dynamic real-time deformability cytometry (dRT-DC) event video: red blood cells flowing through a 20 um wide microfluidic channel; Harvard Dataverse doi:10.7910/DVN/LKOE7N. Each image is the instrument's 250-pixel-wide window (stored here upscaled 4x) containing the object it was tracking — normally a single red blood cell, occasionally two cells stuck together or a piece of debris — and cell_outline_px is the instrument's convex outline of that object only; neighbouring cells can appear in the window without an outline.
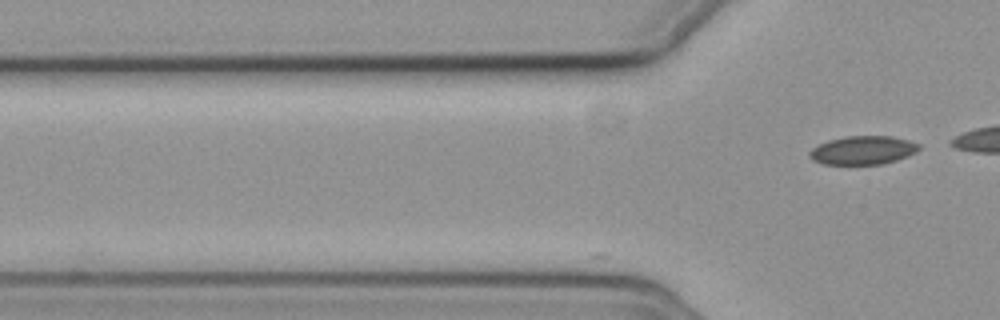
{"species": "common noctule bat (a hibernating species)", "species_latin": "Nyctalus noctula", "temperature_condition": "cold", "stored_images_in_passage": 7, "camera_frame_rate_fps": 3000, "um_per_image_px": 0.085, "animal": {"sex": "female", "body_mass_g": 19.3, "forearm_length_mm": 54.1}, "frame": {"image": 1, "passage_image": 7, "time_ms": 2.0, "image_size_px": [1000, 320], "cell_outline_px": [[920, 148], [916, 152], [908, 156], [884, 164], [824, 164], [812, 160], [808, 156], [808, 152], [812, 148], [828, 140], [844, 136], [892, 136], [908, 140], [920, 144]], "centroid_in_image_um": [73.34, 12.77], "position_along_channel_um": 52.5, "area_um2": 18.32}}